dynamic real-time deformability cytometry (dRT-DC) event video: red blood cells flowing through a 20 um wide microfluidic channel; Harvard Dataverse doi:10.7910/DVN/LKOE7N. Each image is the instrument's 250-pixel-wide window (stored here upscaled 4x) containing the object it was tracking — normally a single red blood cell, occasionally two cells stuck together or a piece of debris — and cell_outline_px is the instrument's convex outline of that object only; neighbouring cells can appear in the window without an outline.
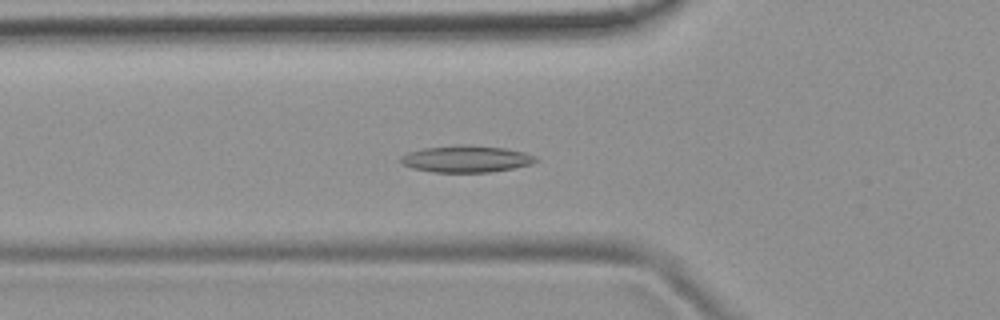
{"species": "common noctule bat (a hibernating species)", "species_latin": "Nyctalus noctula", "temperature_condition": "room temperature", "stored_images_in_passage": 43, "camera_frame_rate_fps": 3000, "um_per_image_px": 0.085, "animal": {"sex": "female", "body_mass_g": 19.9}, "frame": {"image": 1, "passage_image": 9, "time_ms": 2.667, "image_size_px": [1000, 320], "cell_outline_px": [[540, 160], [532, 164], [516, 168], [488, 172], [432, 172], [412, 168], [400, 164], [400, 156], [408, 152], [424, 148], [460, 144], [464, 144], [504, 148], [524, 152], [536, 156]], "centroid_in_image_um": [39.63, 13.51], "position_along_channel_um": 86.2, "area_um2": 21.33}}
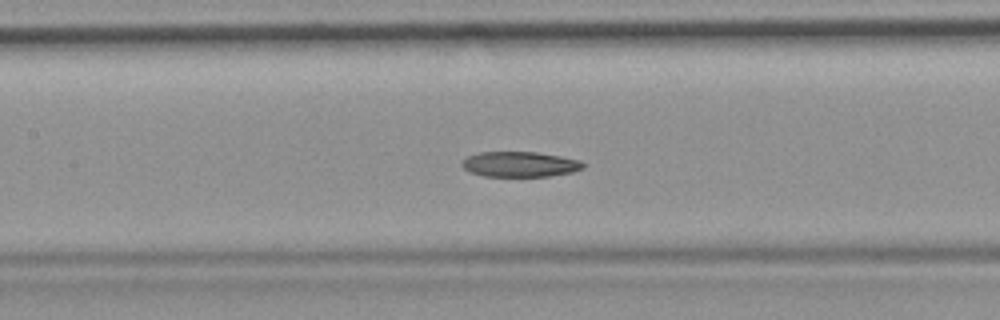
{"frame": {"image": 2, "passage_image": 15, "time_ms": 4.667, "image_size_px": [1000, 320], "cell_outline_px": [[584, 168], [572, 172], [548, 176], [484, 176], [468, 172], [460, 164], [460, 160], [476, 152], [536, 152], [560, 156], [580, 160], [584, 164]], "centroid_in_image_um": [44.13, 13.96], "position_along_channel_um": 163.3, "area_um2": 17.98}}
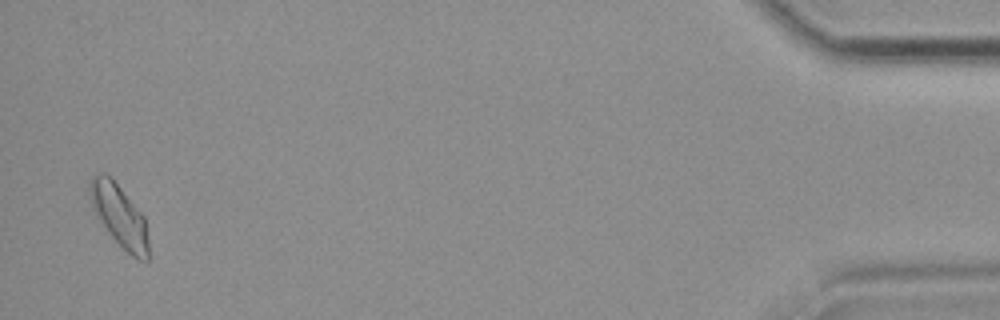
{"frame": {"image": 3, "passage_image": 42, "time_ms": 13.667, "image_size_px": [1000, 320], "cell_outline_px": [[148, 260], [140, 260], [132, 256], [112, 236], [92, 208], [88, 196], [88, 180], [96, 172], [104, 172], [112, 176], [144, 216], [148, 240]], "centroid_in_image_um": [10.1, 18.23], "position_along_channel_um": 425.1, "area_um2": 21.33}, "authors_computed_cell_mechanics": {"area_um2": 19.2474, "velocity_mm_per_s": 3.8298, "shape_relaxation_time_tau1_ms": null, "shape_relaxation_time_tau2_ms": 6.6074, "deformation_change_tau1": null, "deformation_change_tau2": 0.1191}}